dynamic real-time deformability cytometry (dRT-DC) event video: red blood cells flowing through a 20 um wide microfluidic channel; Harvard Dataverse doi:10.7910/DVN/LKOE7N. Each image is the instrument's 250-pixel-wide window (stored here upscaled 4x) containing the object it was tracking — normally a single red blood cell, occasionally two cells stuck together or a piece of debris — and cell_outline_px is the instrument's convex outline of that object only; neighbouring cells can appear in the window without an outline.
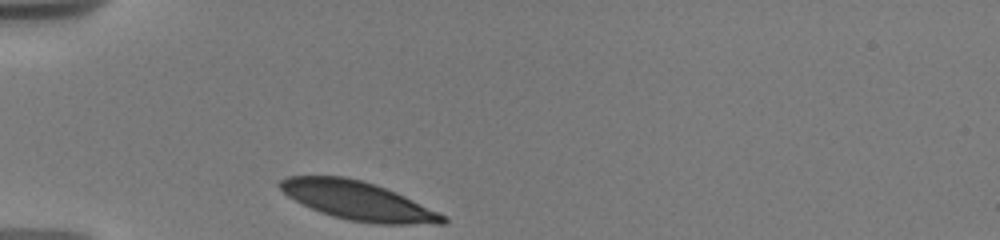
{"species": "human", "species_latin": "Homo sapiens", "temperature_condition": "warm", "stored_images_in_passage": 3, "camera_frame_rate_fps": 3000, "um_per_image_px": 0.085, "donor": {"sex": "male"}, "frame": {"image": 1, "passage_image": 1, "time_ms": 0.0, "image_size_px": [1000, 240], "cell_outline_px": [[448, 220], [444, 224], [376, 224], [348, 220], [320, 212], [288, 196], [280, 188], [280, 180], [288, 176], [344, 176], [360, 180], [396, 192], [444, 216]], "centroid_in_image_um": [30.41, 17.07], "position_along_channel_um": 54.6, "area_um2": 35.84}}
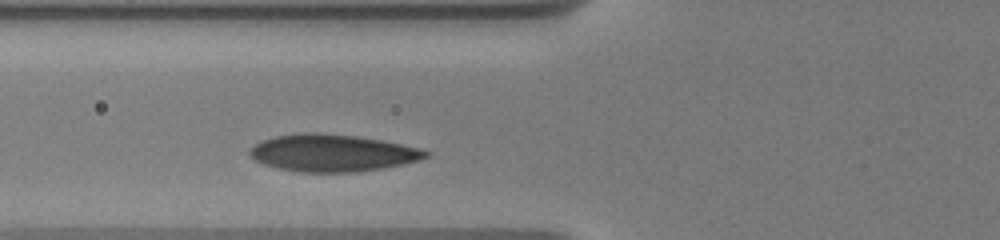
{"frame": {"image": 2, "passage_image": 3, "time_ms": 1.667, "image_size_px": [1000, 240], "cell_outline_px": [[432, 152], [428, 156], [420, 160], [380, 168], [356, 172], [300, 172], [280, 168], [264, 164], [256, 160], [248, 152], [256, 144], [264, 140], [276, 136], [300, 132], [316, 132], [356, 136], [380, 140], [420, 148]], "centroid_in_image_um": [28.27, 12.99], "position_along_channel_um": 97.5, "area_um2": 37.69}}